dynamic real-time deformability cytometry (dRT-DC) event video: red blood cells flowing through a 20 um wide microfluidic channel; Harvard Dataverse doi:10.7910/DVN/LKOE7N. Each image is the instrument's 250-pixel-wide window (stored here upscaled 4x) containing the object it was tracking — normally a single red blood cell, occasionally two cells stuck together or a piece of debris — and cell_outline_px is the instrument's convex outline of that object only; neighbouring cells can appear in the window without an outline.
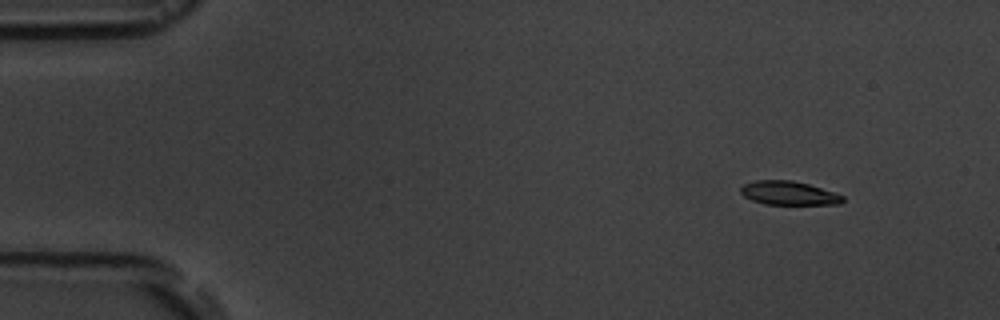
{"species": "common noctule bat (a hibernating species)", "species_latin": "Nyctalus noctula", "temperature_condition": "room temperature", "stored_images_in_passage": 4, "camera_frame_rate_fps": 3000, "um_per_image_px": 0.085, "animal": {"sex": "male", "body_mass_g": 19.5, "forearm_length_mm": 54.6}, "frame": {"image": 1, "passage_image": 1, "time_ms": 0.0, "image_size_px": [1000, 320], "cell_outline_px": [[844, 200], [840, 204], [764, 204], [752, 200], [744, 196], [740, 192], [740, 188], [744, 184], [756, 180], [792, 180], [808, 184], [844, 196]], "centroid_in_image_um": [67.01, 16.41], "position_along_channel_um": 18.0, "area_um2": 13.99}}
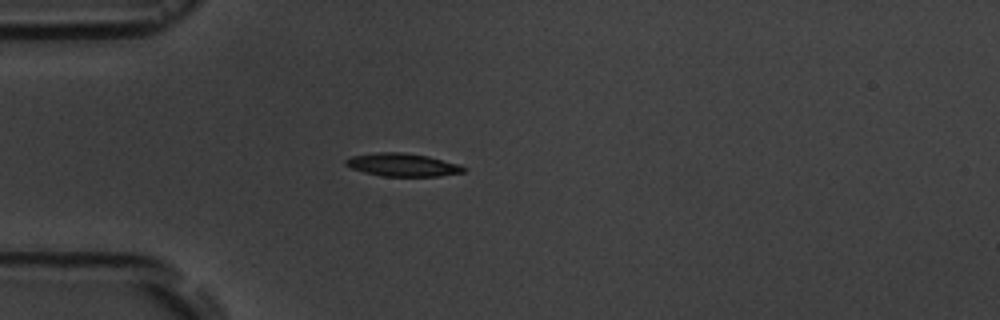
{"frame": {"image": 2, "passage_image": 4, "time_ms": 3.333, "image_size_px": [1000, 320], "cell_outline_px": [[468, 168], [464, 172], [440, 176], [384, 176], [364, 172], [352, 168], [344, 164], [344, 160], [352, 156], [376, 152], [404, 152], [428, 156], [460, 164]], "centroid_in_image_um": [34.25, 14.0], "position_along_channel_um": 50.8, "area_um2": 15.9}}